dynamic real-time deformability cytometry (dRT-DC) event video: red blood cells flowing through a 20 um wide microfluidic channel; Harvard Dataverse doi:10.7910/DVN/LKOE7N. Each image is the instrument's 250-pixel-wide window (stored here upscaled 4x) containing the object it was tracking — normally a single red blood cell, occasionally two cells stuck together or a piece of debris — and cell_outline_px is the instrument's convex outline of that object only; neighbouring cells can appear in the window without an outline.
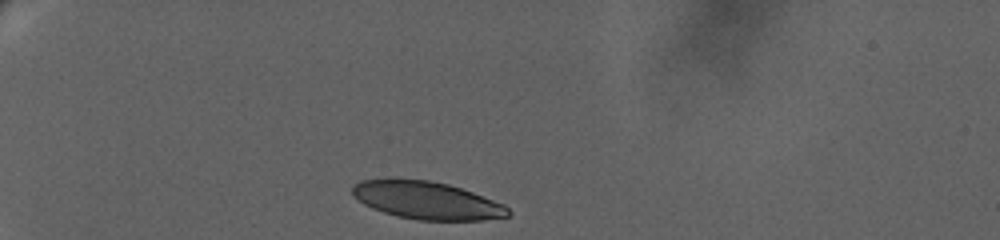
{"species": "human", "species_latin": "Homo sapiens", "temperature_condition": "warm", "stored_images_in_passage": 32, "camera_frame_rate_fps": 3000, "um_per_image_px": 0.085, "donor": {"sex": "female"}, "frame": {"image": 1, "passage_image": 1, "time_ms": 0.0, "image_size_px": [1000, 240], "cell_outline_px": [[512, 212], [508, 216], [480, 220], [416, 220], [396, 216], [372, 208], [364, 204], [352, 196], [352, 188], [360, 180], [388, 176], [428, 180], [448, 184], [472, 192], [504, 204]], "centroid_in_image_um": [36.2, 17.0], "position_along_channel_um": 48.8, "area_um2": 34.74}}
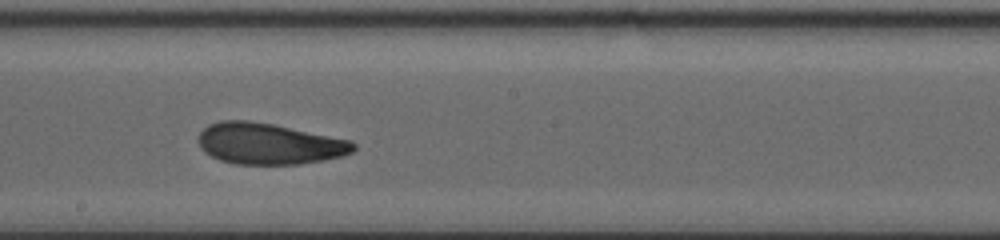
{"frame": {"image": 2, "passage_image": 17, "time_ms": 7.333, "image_size_px": [1000, 240], "cell_outline_px": [[356, 148], [352, 152], [340, 156], [324, 160], [300, 164], [236, 164], [220, 160], [204, 152], [200, 148], [200, 132], [208, 124], [220, 120], [248, 120], [272, 124], [352, 140], [356, 144]], "centroid_in_image_um": [22.87, 12.21], "position_along_channel_um": 225.3, "area_um2": 37.17}}
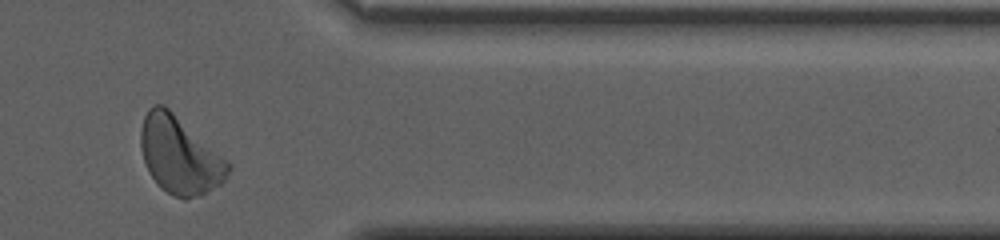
{"frame": {"image": 3, "passage_image": 29, "time_ms": 13.0, "image_size_px": [1000, 240], "cell_outline_px": [[228, 172], [224, 180], [220, 184], [200, 196], [184, 200], [172, 196], [160, 188], [156, 184], [148, 172], [144, 164], [140, 148], [140, 132], [144, 116], [148, 108], [152, 104], [164, 104], [220, 156], [228, 164]], "centroid_in_image_um": [15.17, 13.23], "position_along_channel_um": 396.2, "area_um2": 38.78}, "authors_computed_cell_mechanics": {"area_um2": 36.992, "velocity_mm_per_s": 3.1551, "shape_relaxation_time_tau1_ms": 5.3484, "shape_relaxation_time_tau2_ms": 2.3463, "deformation_change_tau1": 0.1461, "deformation_change_tau2": 0.0804}}